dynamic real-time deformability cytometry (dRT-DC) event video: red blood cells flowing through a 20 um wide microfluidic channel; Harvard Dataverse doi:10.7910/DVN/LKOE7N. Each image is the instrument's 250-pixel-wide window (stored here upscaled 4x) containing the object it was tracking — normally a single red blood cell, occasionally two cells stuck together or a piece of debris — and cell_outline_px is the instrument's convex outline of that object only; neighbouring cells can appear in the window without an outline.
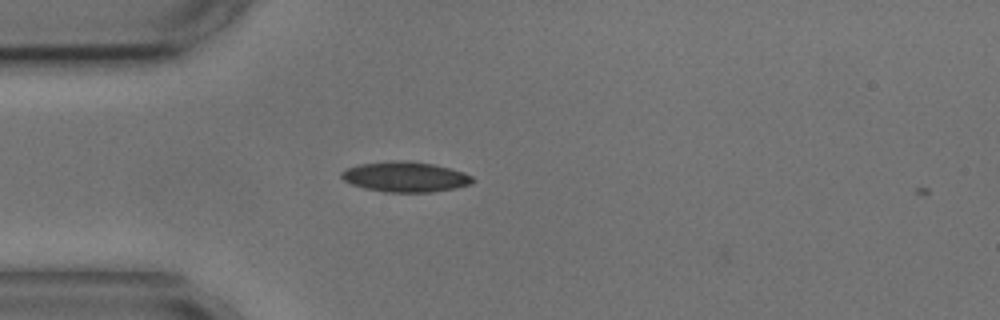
{"species": "common noctule bat (a hibernating species)", "species_latin": "Nyctalus noctula", "temperature_condition": "cold", "stored_images_in_passage": 3, "camera_frame_rate_fps": 3000, "um_per_image_px": 0.085, "animal": {"sex": "male", "body_mass_g": 17.9, "forearm_length_mm": 54.2}, "frame": {"image": 1, "passage_image": 2, "time_ms": 0.333, "image_size_px": [1000, 320], "cell_outline_px": [[476, 180], [472, 184], [456, 188], [432, 192], [384, 192], [364, 188], [352, 184], [344, 180], [340, 176], [340, 172], [348, 168], [360, 164], [392, 160], [408, 160], [432, 164], [464, 172], [472, 176]], "centroid_in_image_um": [34.47, 15.03], "position_along_channel_um": 50.5, "area_um2": 23.24}}